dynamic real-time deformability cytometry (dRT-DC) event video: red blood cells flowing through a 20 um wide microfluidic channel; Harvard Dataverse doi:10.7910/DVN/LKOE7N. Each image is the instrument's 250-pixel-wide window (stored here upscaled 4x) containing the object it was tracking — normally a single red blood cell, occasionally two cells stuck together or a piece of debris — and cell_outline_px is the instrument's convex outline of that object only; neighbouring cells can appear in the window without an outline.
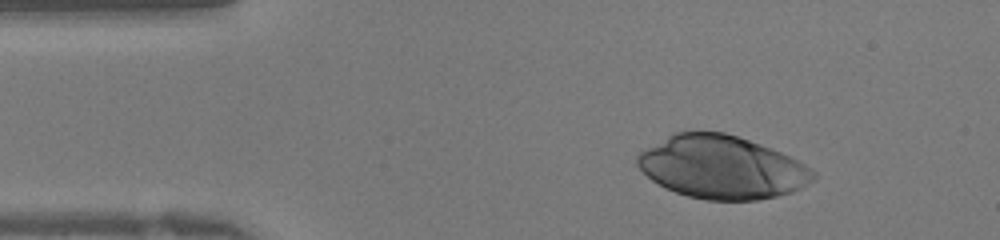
{"species": "human", "species_latin": "Homo sapiens", "temperature_condition": "warm", "stored_images_in_passage": 35, "camera_frame_rate_fps": 3000, "um_per_image_px": 0.085, "donor": {"sex": "female"}, "frame": {"image": 1, "passage_image": 5, "time_ms": 1.333, "image_size_px": [1000, 240], "cell_outline_px": [[816, 180], [792, 192], [776, 196], [756, 200], [708, 200], [688, 196], [664, 188], [652, 180], [636, 164], [636, 156], [644, 148], [672, 132], [724, 132], [760, 144], [780, 152], [804, 164], [816, 172]], "centroid_in_image_um": [61.33, 14.21], "position_along_channel_um": 23.7, "area_um2": 64.45}}